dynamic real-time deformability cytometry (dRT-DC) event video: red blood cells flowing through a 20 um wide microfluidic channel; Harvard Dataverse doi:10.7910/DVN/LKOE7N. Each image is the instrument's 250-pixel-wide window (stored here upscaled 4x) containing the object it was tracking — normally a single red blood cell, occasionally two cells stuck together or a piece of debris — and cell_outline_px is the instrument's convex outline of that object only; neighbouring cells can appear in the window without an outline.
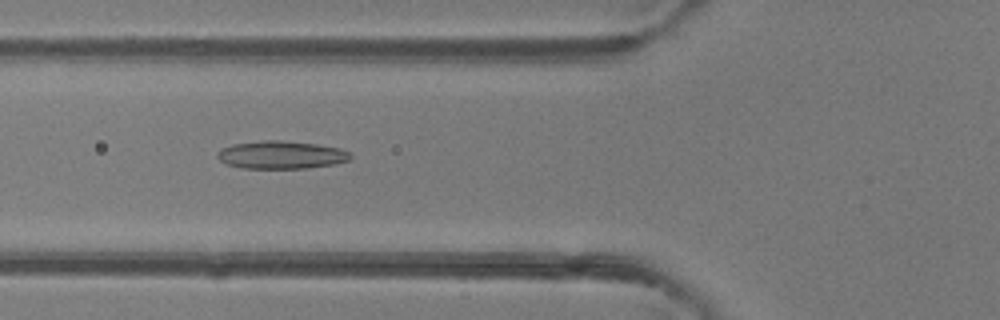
{"species": "common noctule bat (a hibernating species)", "species_latin": "Nyctalus noctula", "temperature_condition": "room temperature", "stored_images_in_passage": 6, "camera_frame_rate_fps": 3000, "um_per_image_px": 0.085, "animal": {"sex": "female"}, "frame": {"image": 1, "passage_image": 4, "time_ms": 3.333, "image_size_px": [1000, 320], "cell_outline_px": [[352, 156], [348, 160], [336, 164], [308, 168], [240, 168], [228, 164], [220, 160], [216, 156], [216, 152], [220, 148], [232, 144], [264, 140], [280, 140], [316, 144], [340, 148], [348, 152]], "centroid_in_image_um": [23.87, 13.16], "position_along_channel_um": 101.9, "area_um2": 21.68}}
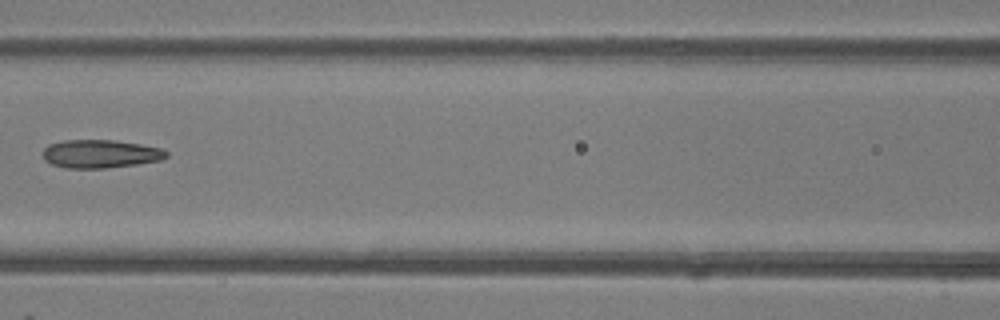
{"frame": {"image": 2, "passage_image": 5, "time_ms": 4.667, "image_size_px": [1000, 320], "cell_outline_px": [[168, 156], [160, 160], [136, 164], [104, 168], [64, 168], [52, 164], [44, 160], [44, 148], [48, 144], [64, 140], [112, 140], [140, 144], [160, 148], [168, 152]], "centroid_in_image_um": [8.51, 13.07], "position_along_channel_um": 158.1, "area_um2": 20.23}}
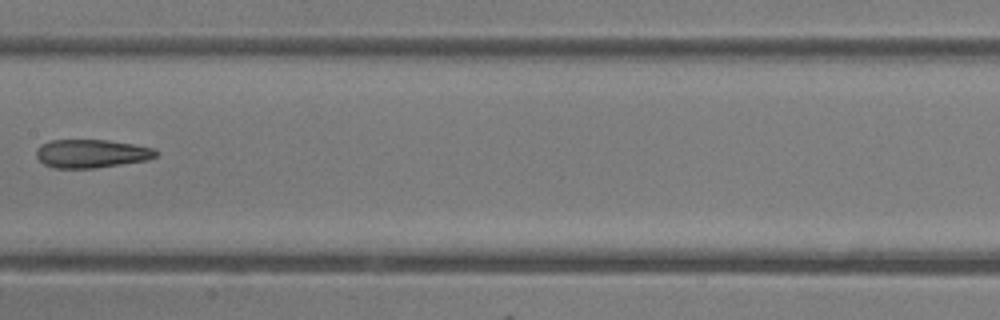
{"frame": {"image": 3, "passage_image": 6, "time_ms": 5.667, "image_size_px": [1000, 320], "cell_outline_px": [[160, 152], [156, 156], [148, 160], [96, 168], [52, 168], [44, 164], [36, 156], [36, 148], [40, 144], [52, 140], [108, 140], [156, 148]], "centroid_in_image_um": [7.79, 13.05], "position_along_channel_um": 199.6, "area_um2": 20.0}}